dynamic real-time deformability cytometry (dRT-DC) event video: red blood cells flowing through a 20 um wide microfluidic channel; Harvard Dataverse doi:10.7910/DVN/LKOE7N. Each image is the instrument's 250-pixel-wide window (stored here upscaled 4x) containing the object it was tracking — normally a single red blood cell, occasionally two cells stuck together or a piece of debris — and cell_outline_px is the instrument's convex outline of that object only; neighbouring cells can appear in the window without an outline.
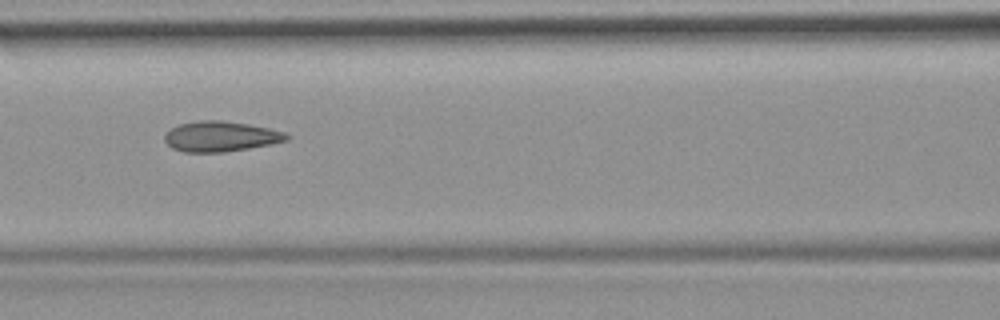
{"species": "common noctule bat (a hibernating species)", "species_latin": "Nyctalus noctula", "temperature_condition": "room temperature", "stored_images_in_passage": 5, "camera_frame_rate_fps": 3000, "um_per_image_px": 0.085, "animal": {"sex": "female", "body_mass_g": 19.9}, "frame": {"image": 1, "passage_image": 4, "time_ms": 1.0, "image_size_px": [1000, 320], "cell_outline_px": [[292, 136], [288, 140], [248, 148], [224, 152], [184, 152], [172, 148], [164, 140], [164, 136], [172, 128], [180, 124], [200, 120], [220, 120], [248, 124], [268, 128], [284, 132]], "centroid_in_image_um": [18.76, 11.6], "position_along_channel_um": 147.8, "area_um2": 21.33}}
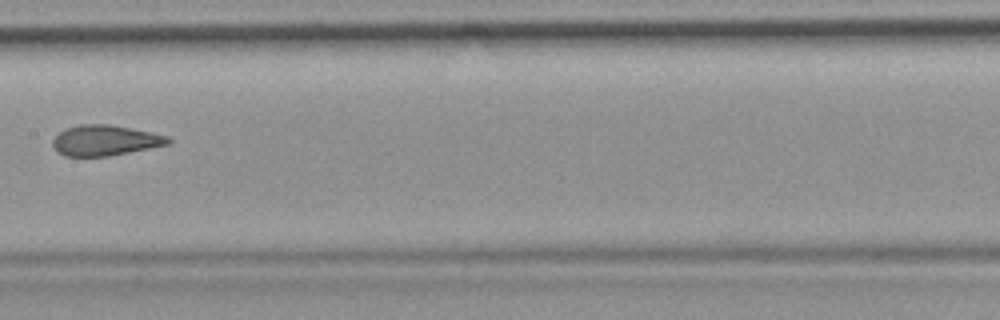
{"frame": {"image": 2, "passage_image": 5, "time_ms": 1.333, "image_size_px": [1000, 320], "cell_outline_px": [[172, 140], [168, 144], [108, 156], [64, 156], [56, 152], [52, 148], [52, 140], [64, 128], [80, 124], [108, 124], [152, 132], [168, 136]], "centroid_in_image_um": [8.88, 11.93], "position_along_channel_um": 198.5, "area_um2": 20.52}}